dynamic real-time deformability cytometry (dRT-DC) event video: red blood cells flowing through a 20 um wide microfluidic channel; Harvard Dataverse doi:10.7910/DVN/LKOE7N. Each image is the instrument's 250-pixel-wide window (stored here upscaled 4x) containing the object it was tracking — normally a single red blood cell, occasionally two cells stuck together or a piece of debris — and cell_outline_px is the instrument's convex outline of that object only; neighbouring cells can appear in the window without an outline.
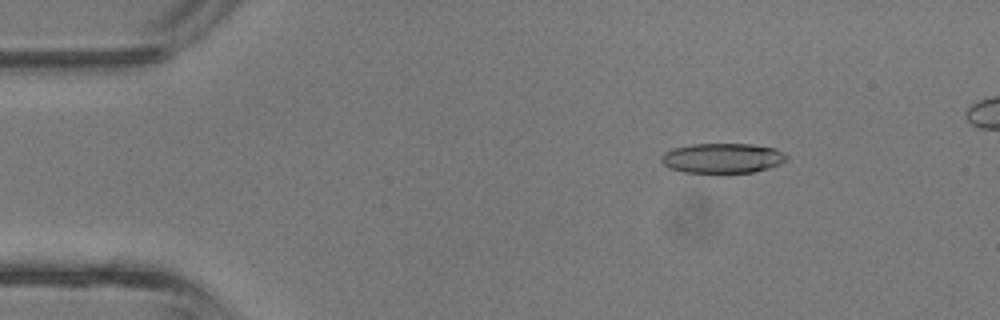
{"species": "common noctule bat (a hibernating species)", "species_latin": "Nyctalus noctula", "temperature_condition": "room temperature", "stored_images_in_passage": 40, "camera_frame_rate_fps": 3000, "um_per_image_px": 0.085, "animal": {"sex": "male", "body_mass_g": 13.3}, "frame": {"image": 1, "passage_image": 6, "time_ms": 1.667, "image_size_px": [1000, 320], "cell_outline_px": [[788, 160], [780, 164], [768, 168], [752, 172], [684, 172], [668, 168], [660, 160], [660, 156], [664, 152], [672, 148], [692, 144], [752, 144], [776, 148], [784, 152], [788, 156]], "centroid_in_image_um": [61.41, 13.43], "position_along_channel_um": 23.6, "area_um2": 21.96}}
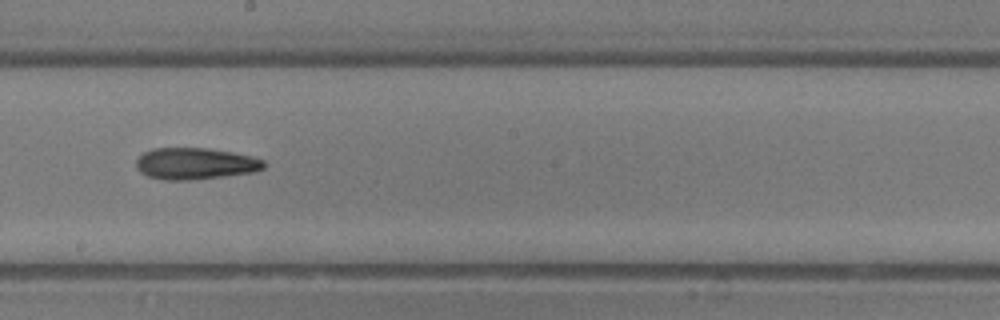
{"frame": {"image": 2, "passage_image": 23, "time_ms": 7.333, "image_size_px": [1000, 320], "cell_outline_px": [[264, 168], [252, 172], [224, 176], [188, 180], [168, 180], [148, 176], [140, 172], [136, 168], [136, 160], [144, 152], [152, 148], [208, 148], [232, 152], [252, 156], [264, 160]], "centroid_in_image_um": [16.58, 13.9], "position_along_channel_um": 231.6, "area_um2": 23.41}}
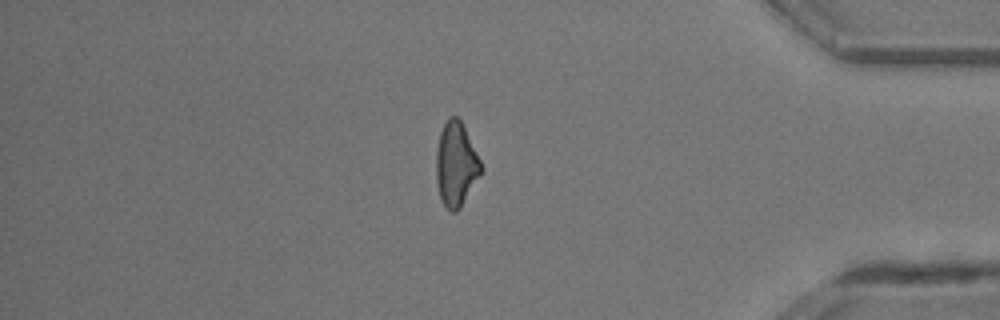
{"frame": {"image": 3, "passage_image": 35, "time_ms": 11.333, "image_size_px": [1000, 320], "cell_outline_px": [[484, 168], [460, 208], [456, 212], [452, 212], [444, 208], [440, 200], [436, 180], [436, 152], [440, 132], [448, 116], [456, 116], [460, 120]], "centroid_in_image_um": [38.74, 14.01], "position_along_channel_um": 396.5, "area_um2": 21.96}, "authors_computed_cell_mechanics": {"area_um2": 22.6865, "velocity_mm_per_s": 4.9619, "shape_relaxation_time_tau1_ms": null, "shape_relaxation_time_tau2_ms": 7.6692, "deformation_change_tau1": null, "deformation_change_tau2": 0.2395}}